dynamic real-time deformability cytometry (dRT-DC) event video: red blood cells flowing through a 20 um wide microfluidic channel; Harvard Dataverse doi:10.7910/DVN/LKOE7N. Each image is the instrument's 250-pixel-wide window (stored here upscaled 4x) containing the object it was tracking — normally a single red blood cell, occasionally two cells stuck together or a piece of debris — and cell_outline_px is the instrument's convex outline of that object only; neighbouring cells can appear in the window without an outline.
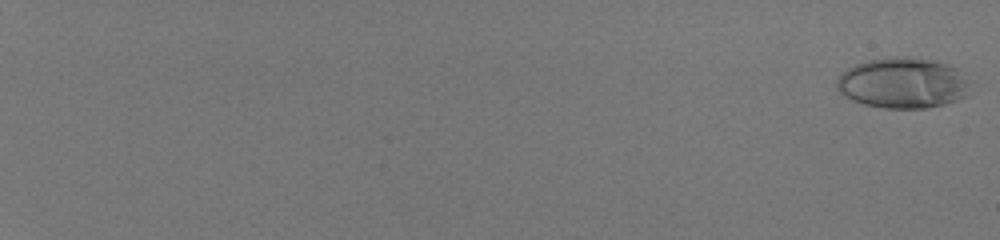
{"species": "human", "species_latin": "Homo sapiens", "temperature_condition": "room temperature", "stored_images_in_passage": 56, "camera_frame_rate_fps": 3000, "um_per_image_px": 0.085, "donor": {"sex": "male"}, "frame": {"image": 1, "passage_image": 1, "time_ms": 0.0, "image_size_px": [1000, 240], "cell_outline_px": [[968, 80], [964, 96], [956, 100], [944, 104], [924, 108], [884, 108], [864, 104], [852, 100], [844, 96], [836, 88], [836, 80], [848, 68], [856, 64], [868, 60], [892, 56], [908, 56], [932, 60], [948, 64], [956, 68]], "centroid_in_image_um": [76.69, 7.04], "position_along_channel_um": 8.3, "area_um2": 39.13}}
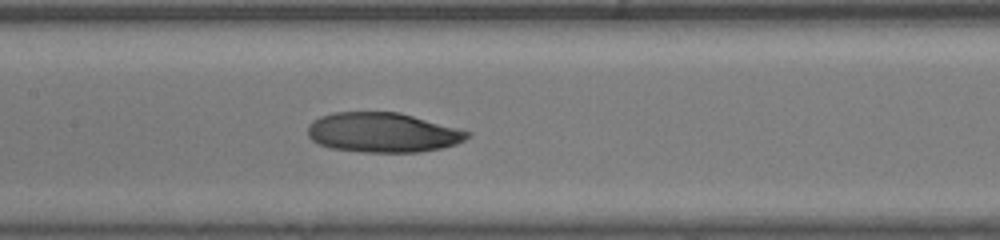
{"frame": {"image": 2, "passage_image": 34, "time_ms": 11.0, "image_size_px": [1000, 240], "cell_outline_px": [[472, 136], [456, 144], [440, 148], [420, 152], [360, 152], [328, 148], [312, 140], [308, 136], [308, 124], [312, 120], [320, 116], [332, 112], [400, 112], [460, 128], [472, 132]], "centroid_in_image_um": [32.54, 11.26], "position_along_channel_um": 174.9, "area_um2": 37.4}}
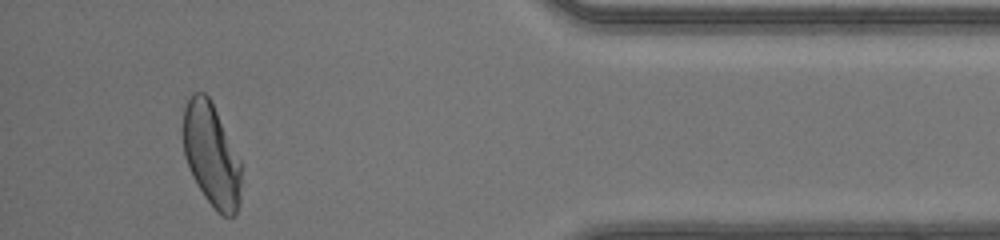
{"frame": {"image": 3, "passage_image": 54, "time_ms": 17.667, "image_size_px": [1000, 240], "cell_outline_px": [[240, 204], [236, 212], [232, 216], [224, 216], [216, 212], [204, 196], [192, 176], [184, 156], [184, 108], [192, 92], [204, 92], [208, 96], [240, 160]], "centroid_in_image_um": [17.96, 13.21], "position_along_channel_um": 417.2, "area_um2": 34.39}, "authors_computed_cell_mechanics": {"area_um2": 37.3677, "velocity_mm_per_s": 4.0787, "shape_relaxation_time_tau1_ms": 5.8887, "shape_relaxation_time_tau2_ms": 1.453, "deformation_change_tau1": 0.2272, "deformation_change_tau2": 0.0754}}